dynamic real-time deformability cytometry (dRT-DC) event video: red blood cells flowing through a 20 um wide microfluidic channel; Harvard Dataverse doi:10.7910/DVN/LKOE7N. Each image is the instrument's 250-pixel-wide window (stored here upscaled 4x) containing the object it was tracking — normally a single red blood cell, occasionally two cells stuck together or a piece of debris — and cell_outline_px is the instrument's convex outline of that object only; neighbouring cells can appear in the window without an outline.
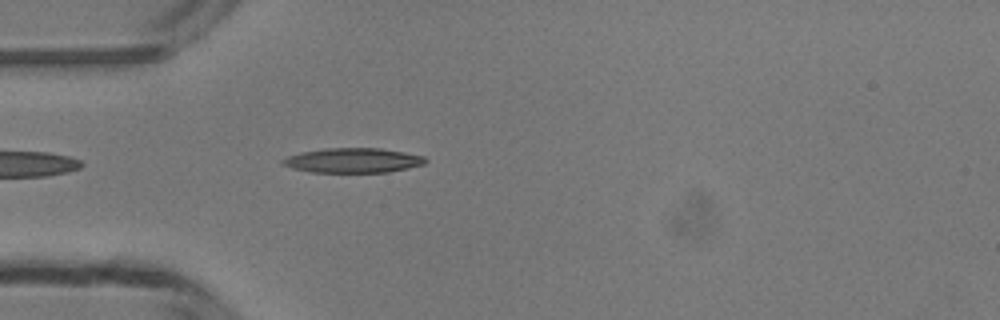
{"species": "common noctule bat (a hibernating species)", "species_latin": "Nyctalus noctula", "temperature_condition": "room temperature", "stored_images_in_passage": 35, "camera_frame_rate_fps": 3000, "um_per_image_px": 0.085, "animal": {"sex": "male", "body_mass_g": 13.3}, "frame": {"image": 1, "passage_image": 4, "time_ms": 1.0, "image_size_px": [1000, 320], "cell_outline_px": [[428, 160], [424, 164], [408, 168], [388, 172], [312, 172], [292, 168], [280, 164], [280, 160], [288, 156], [300, 152], [324, 148], [380, 148], [404, 152], [424, 156]], "centroid_in_image_um": [29.98, 13.63], "position_along_channel_um": 55.0, "area_um2": 20.63}}
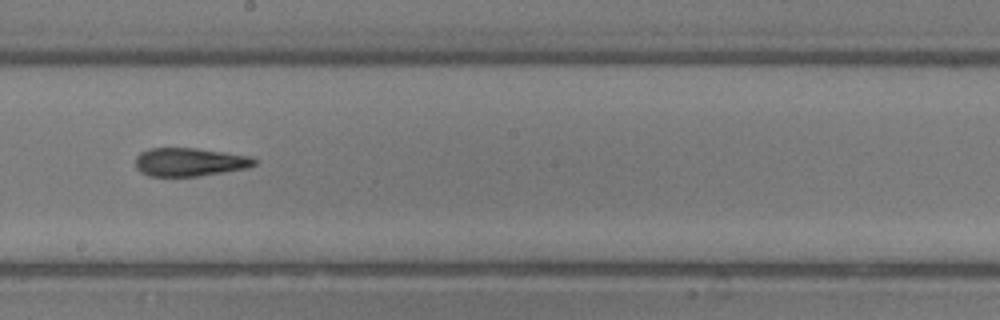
{"frame": {"image": 2, "passage_image": 17, "time_ms": 5.333, "image_size_px": [1000, 320], "cell_outline_px": [[256, 164], [248, 168], [224, 172], [196, 176], [148, 176], [140, 172], [136, 168], [136, 156], [140, 152], [148, 148], [196, 148], [252, 156], [256, 160]], "centroid_in_image_um": [16.11, 13.77], "position_along_channel_um": 232.1, "area_um2": 19.77}}
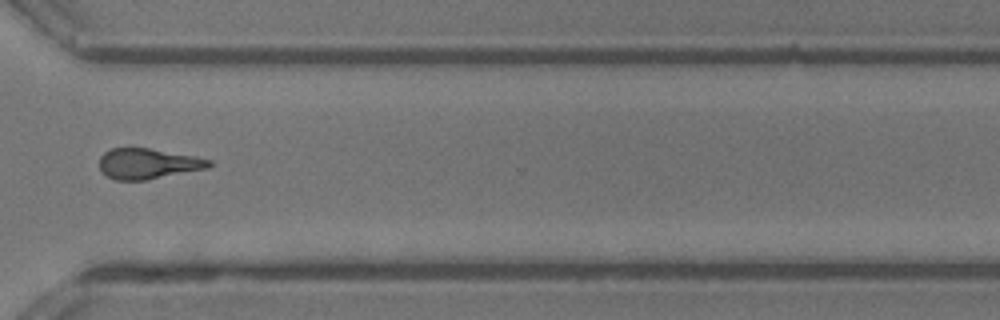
{"frame": {"image": 3, "passage_image": 26, "time_ms": 8.333, "image_size_px": [1000, 320], "cell_outline_px": [[212, 164], [208, 168], [144, 180], [116, 180], [108, 176], [100, 168], [100, 156], [104, 152], [112, 148], [148, 148], [192, 156], [212, 160]], "centroid_in_image_um": [12.56, 13.91], "position_along_channel_um": 358.0, "area_um2": 19.13}, "authors_computed_cell_mechanics": {"area_um2": 19.7098, "velocity_mm_per_s": 4.2125, "shape_relaxation_time_tau1_ms": 7.9217, "shape_relaxation_time_tau2_ms": 2.9606, "deformation_change_tau1": 0.2343, "deformation_change_tau2": 0.1463}}